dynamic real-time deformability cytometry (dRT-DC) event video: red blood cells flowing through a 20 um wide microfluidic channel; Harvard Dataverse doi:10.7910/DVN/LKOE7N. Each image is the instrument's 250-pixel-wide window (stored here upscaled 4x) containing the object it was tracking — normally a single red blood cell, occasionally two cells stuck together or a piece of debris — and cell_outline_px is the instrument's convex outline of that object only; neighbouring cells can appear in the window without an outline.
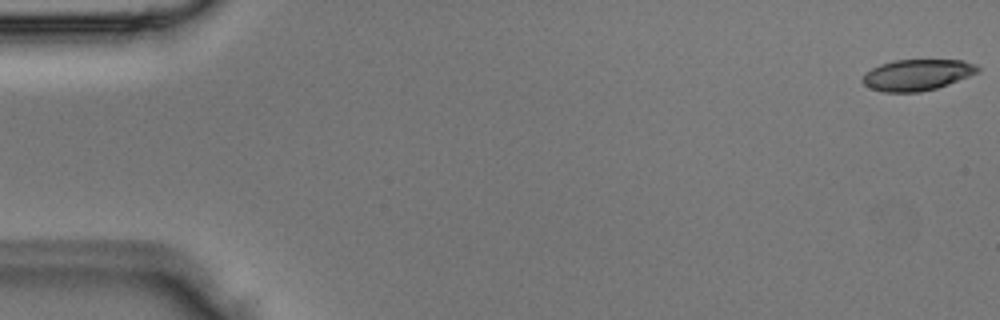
{"species": "Egyptian fruit bat (a non-hibernating species)", "species_latin": "Rousettus aegyptiacus", "temperature_condition": "room temperature", "stored_images_in_passage": 4, "camera_frame_rate_fps": 3000, "um_per_image_px": 0.085, "animal": {"sex": "male"}, "frame": {"image": 1, "passage_image": 1, "time_ms": 0.0, "image_size_px": [1000, 320], "cell_outline_px": [[980, 72], [948, 84], [936, 88], [920, 92], [884, 92], [872, 88], [864, 84], [860, 80], [864, 72], [880, 64], [892, 60], [964, 60], [976, 64], [980, 68]], "centroid_in_image_um": [77.95, 6.35], "position_along_channel_um": 7.0, "area_um2": 21.04}}
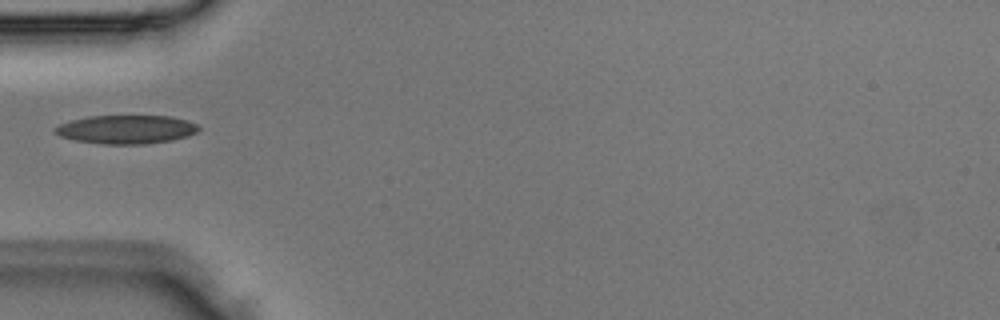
{"frame": {"image": 2, "passage_image": 4, "time_ms": 1.0, "image_size_px": [1000, 320], "cell_outline_px": [[200, 128], [196, 132], [188, 136], [172, 140], [148, 144], [100, 144], [76, 140], [60, 136], [52, 128], [60, 124], [72, 120], [88, 116], [168, 116], [188, 120], [196, 124]], "centroid_in_image_um": [10.74, 11.0], "position_along_channel_um": 74.3, "area_um2": 23.93}}